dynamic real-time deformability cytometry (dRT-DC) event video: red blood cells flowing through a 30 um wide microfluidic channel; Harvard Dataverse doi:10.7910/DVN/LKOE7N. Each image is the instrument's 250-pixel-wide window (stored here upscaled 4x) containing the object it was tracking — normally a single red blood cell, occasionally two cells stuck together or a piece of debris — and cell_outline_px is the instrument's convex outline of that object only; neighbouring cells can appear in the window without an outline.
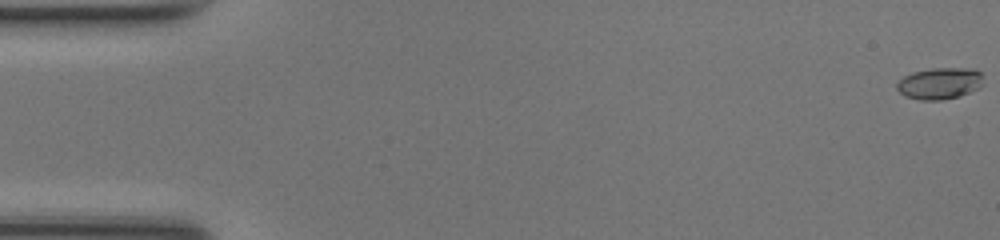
{"species": "common noctule bat (a hibernating species)", "species_latin": "Nyctalus noctula", "temperature_condition": "room temperature", "stored_images_in_passage": 50, "camera_frame_rate_fps": 3000, "um_per_image_px": 0.085, "animal": {"sex": "female", "body_mass_g": 17.0, "forearm_length_mm": 48.0}, "frame": {"image": 1, "passage_image": 1, "time_ms": 0.0, "image_size_px": [1000, 240], "cell_outline_px": [[984, 76], [980, 88], [960, 96], [940, 100], [920, 100], [904, 96], [896, 88], [896, 84], [904, 76], [912, 72], [932, 68], [972, 68], [980, 72]], "centroid_in_image_um": [79.89, 7.08], "position_along_channel_um": 5.1, "area_um2": 16.07}}
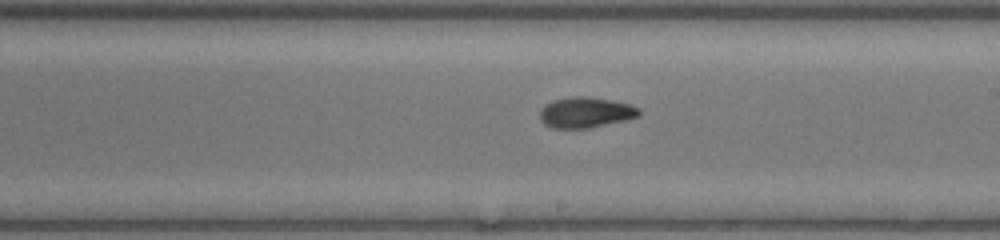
{"frame": {"image": 2, "passage_image": 29, "time_ms": 9.333, "image_size_px": [1000, 240], "cell_outline_px": [[640, 112], [636, 116], [624, 120], [588, 128], [552, 128], [544, 124], [540, 120], [540, 112], [552, 100], [576, 96], [588, 96], [612, 100], [628, 104], [640, 108]], "centroid_in_image_um": [49.76, 9.55], "position_along_channel_um": 239.2, "area_um2": 17.4}}
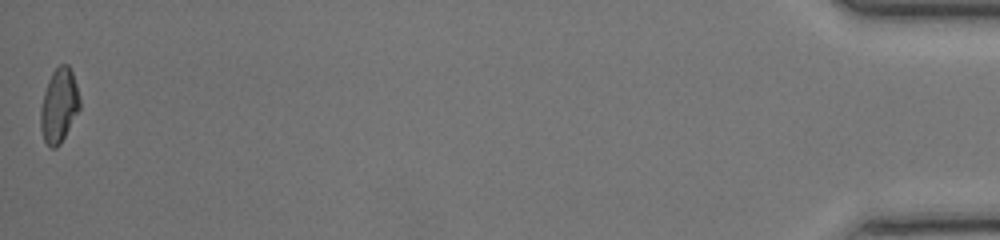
{"frame": {"image": 3, "passage_image": 50, "time_ms": 16.333, "image_size_px": [1000, 240], "cell_outline_px": [[80, 108], [60, 144], [56, 148], [52, 148], [44, 140], [40, 128], [40, 108], [44, 92], [48, 80], [52, 72], [60, 64], [68, 64], [72, 72], [76, 84], [80, 100]], "centroid_in_image_um": [5.0, 8.96], "position_along_channel_um": 430.2, "area_um2": 16.82}, "authors_computed_cell_mechanics": {"area_um2": 16.9354, "velocity_mm_per_s": 4.2399, "shape_relaxation_time_tau1_ms": 4.4034, "shape_relaxation_time_tau2_ms": 2.4858, "deformation_change_tau1": 0.1694, "deformation_change_tau2": 0.0798}}